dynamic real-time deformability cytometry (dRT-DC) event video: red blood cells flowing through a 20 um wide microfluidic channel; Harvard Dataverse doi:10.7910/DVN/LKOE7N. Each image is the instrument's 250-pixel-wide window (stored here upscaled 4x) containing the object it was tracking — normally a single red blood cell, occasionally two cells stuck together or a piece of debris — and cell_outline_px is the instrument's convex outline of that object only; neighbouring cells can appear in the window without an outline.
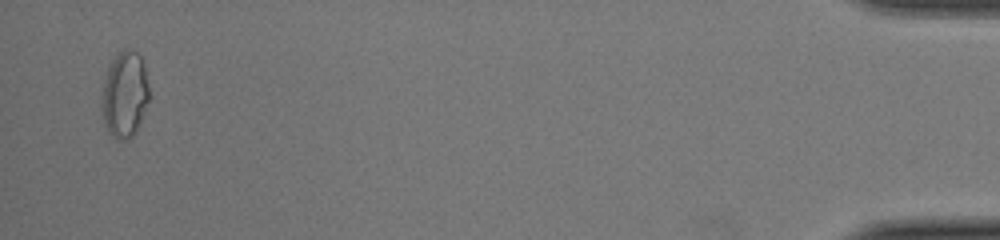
{"species": "common noctule bat (a hibernating species)", "species_latin": "Nyctalus noctula", "temperature_condition": "cold", "stored_images_in_passage": 45, "camera_frame_rate_fps": 3000, "um_per_image_px": 0.085, "animal": {"sex": "female", "body_mass_g": 22.0, "forearm_length_mm": 56.7}, "frame": {"image": 1, "passage_image": 45, "time_ms": 14.667, "image_size_px": [1000, 240], "cell_outline_px": [[148, 100], [140, 120], [132, 136], [124, 140], [116, 140], [108, 132], [104, 124], [100, 108], [104, 80], [108, 68], [112, 60], [124, 48], [128, 48], [136, 52], [144, 60], [148, 84]], "centroid_in_image_um": [10.57, 8.02], "position_along_channel_um": 424.6, "area_um2": 23.76}}